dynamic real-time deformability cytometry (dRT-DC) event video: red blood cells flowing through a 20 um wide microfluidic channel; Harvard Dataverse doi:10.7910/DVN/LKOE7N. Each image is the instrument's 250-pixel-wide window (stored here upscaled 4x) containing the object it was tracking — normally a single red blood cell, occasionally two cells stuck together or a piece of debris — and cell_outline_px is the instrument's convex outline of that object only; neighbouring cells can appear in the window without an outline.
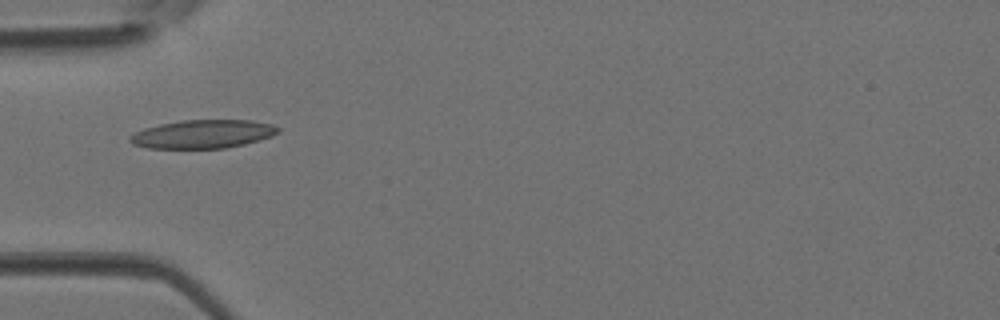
{"species": "Egyptian fruit bat (a non-hibernating species)", "species_latin": "Rousettus aegyptiacus", "temperature_condition": "room temperature", "stored_images_in_passage": 5, "camera_frame_rate_fps": 3000, "um_per_image_px": 0.085, "animal": {"sex": "female"}, "frame": {"image": 1, "passage_image": 4, "time_ms": 1.0, "image_size_px": [1000, 320], "cell_outline_px": [[280, 132], [272, 136], [244, 144], [224, 148], [148, 148], [132, 144], [128, 140], [128, 136], [144, 128], [160, 124], [184, 120], [252, 120], [272, 124], [280, 128]], "centroid_in_image_um": [17.24, 11.39], "position_along_channel_um": 67.8, "area_um2": 24.57}}
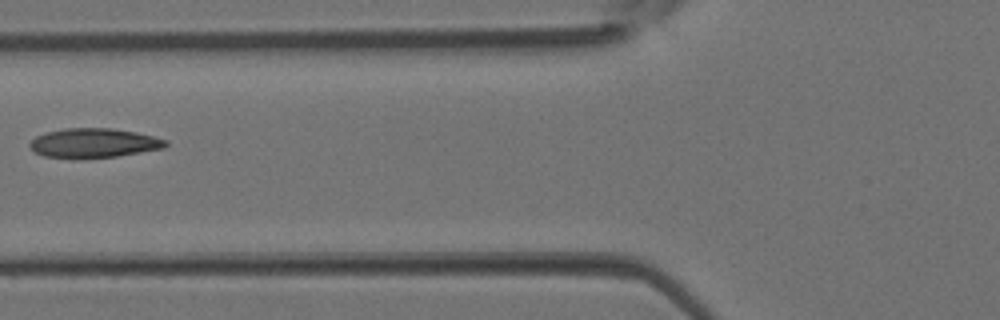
{"frame": {"image": 2, "passage_image": 5, "time_ms": 1.333, "image_size_px": [1000, 320], "cell_outline_px": [[168, 144], [164, 148], [116, 156], [44, 156], [36, 152], [28, 144], [36, 136], [48, 132], [64, 128], [112, 128], [136, 132], [168, 140]], "centroid_in_image_um": [8.02, 12.12], "position_along_channel_um": 117.8, "area_um2": 22.43}}